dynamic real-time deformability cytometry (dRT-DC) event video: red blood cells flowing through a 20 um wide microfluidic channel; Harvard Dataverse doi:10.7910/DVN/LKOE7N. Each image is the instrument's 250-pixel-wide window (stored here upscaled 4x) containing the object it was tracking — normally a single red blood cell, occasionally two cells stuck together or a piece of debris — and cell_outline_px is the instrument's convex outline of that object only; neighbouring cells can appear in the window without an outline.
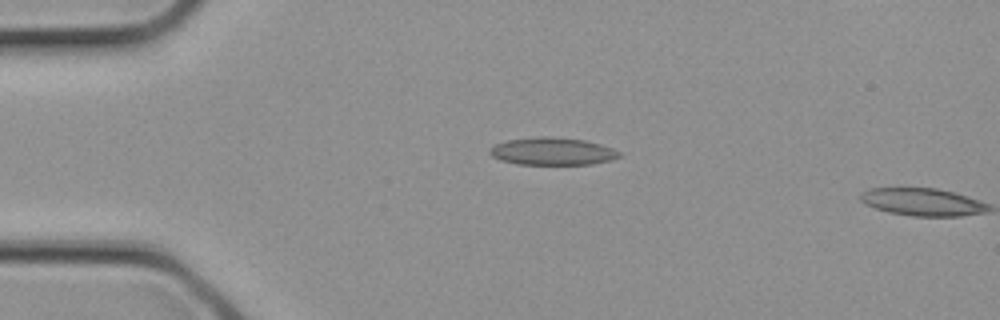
{"species": "common noctule bat (a hibernating species)", "species_latin": "Nyctalus noctula", "temperature_condition": "cold", "stored_images_in_passage": 2, "camera_frame_rate_fps": 3000, "um_per_image_px": 0.085, "animal": {"sex": "female", "body_mass_g": 21.9}, "frame": {"image": 1, "passage_image": 1, "time_ms": 0.0, "image_size_px": [1000, 320], "cell_outline_px": [[624, 152], [620, 156], [612, 160], [592, 164], [516, 164], [500, 160], [492, 156], [488, 152], [488, 148], [496, 144], [508, 140], [536, 136], [552, 136], [584, 140], [600, 144]], "centroid_in_image_um": [46.96, 12.86], "position_along_channel_um": 38.0, "area_um2": 20.98}}